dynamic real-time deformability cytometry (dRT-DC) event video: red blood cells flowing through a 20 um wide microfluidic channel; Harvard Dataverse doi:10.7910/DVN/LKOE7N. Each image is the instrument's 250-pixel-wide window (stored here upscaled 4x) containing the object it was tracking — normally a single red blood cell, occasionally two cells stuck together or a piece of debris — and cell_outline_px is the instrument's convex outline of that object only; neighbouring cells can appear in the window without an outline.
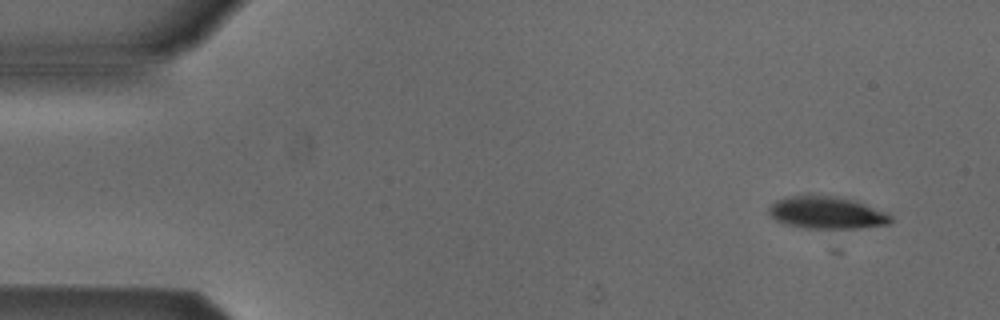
{"species": "Egyptian fruit bat (a non-hibernating species)", "species_latin": "Rousettus aegyptiacus", "temperature_condition": "cold", "stored_images_in_passage": 5, "camera_frame_rate_fps": 3000, "um_per_image_px": 0.085, "animal": {"sex": "male"}, "frame": {"image": 1, "passage_image": 1, "time_ms": 0.0, "image_size_px": [1000, 320], "cell_outline_px": [[892, 220], [888, 224], [860, 228], [808, 228], [788, 224], [776, 220], [768, 212], [768, 208], [776, 200], [788, 196], [836, 196], [856, 200], [888, 212], [892, 216]], "centroid_in_image_um": [70.33, 18.07], "position_along_channel_um": 14.7, "area_um2": 22.83}}